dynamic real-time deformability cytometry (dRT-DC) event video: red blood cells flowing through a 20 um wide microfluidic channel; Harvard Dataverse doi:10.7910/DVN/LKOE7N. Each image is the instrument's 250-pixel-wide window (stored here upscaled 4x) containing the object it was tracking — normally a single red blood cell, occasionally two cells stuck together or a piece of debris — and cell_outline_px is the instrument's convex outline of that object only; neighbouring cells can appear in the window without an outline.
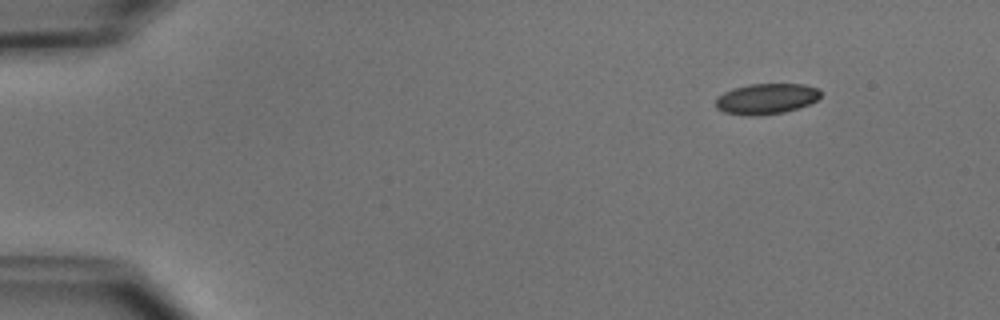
{"species": "common noctule bat (a hibernating species)", "species_latin": "Nyctalus noctula", "temperature_condition": "cold", "stored_images_in_passage": 10, "camera_frame_rate_fps": 3000, "um_per_image_px": 0.085, "animal": {"sex": "male", "body_mass_g": 15.6}, "frame": {"image": 1, "passage_image": 1, "time_ms": 0.0, "image_size_px": [1000, 320], "cell_outline_px": [[820, 96], [816, 100], [808, 104], [784, 112], [724, 112], [716, 108], [716, 96], [732, 88], [752, 84], [804, 84], [820, 88]], "centroid_in_image_um": [65.17, 8.32], "position_along_channel_um": 19.8, "area_um2": 17.8}}